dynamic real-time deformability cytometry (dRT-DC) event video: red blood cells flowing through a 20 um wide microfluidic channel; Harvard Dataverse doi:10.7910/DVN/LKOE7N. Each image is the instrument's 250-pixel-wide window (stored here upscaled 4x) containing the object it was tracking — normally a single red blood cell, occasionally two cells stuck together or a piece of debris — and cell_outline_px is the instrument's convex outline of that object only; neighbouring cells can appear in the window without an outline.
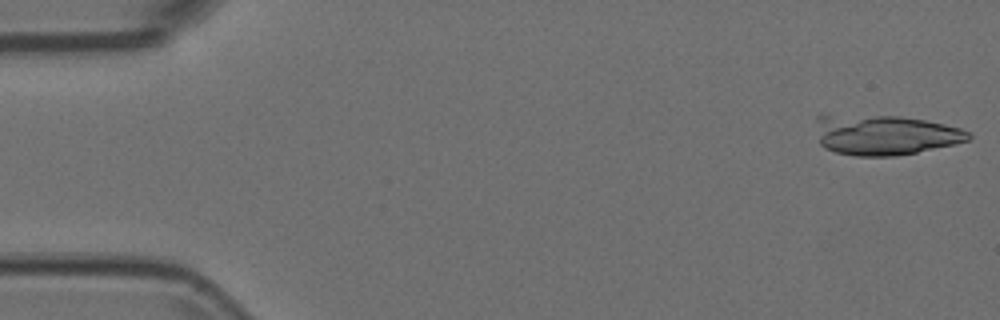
{"species": "Egyptian fruit bat (a non-hibernating species)", "species_latin": "Rousettus aegyptiacus", "temperature_condition": "room temperature", "stored_images_in_passage": 5, "camera_frame_rate_fps": 3000, "um_per_image_px": 0.085, "animal": {"sex": "female"}, "frame": {"image": 1, "passage_image": 1, "time_ms": 0.0, "image_size_px": [1000, 320], "cell_outline_px": [[972, 136], [968, 140], [952, 144], [916, 152], [896, 156], [856, 156], [836, 152], [824, 148], [820, 144], [816, 120], [816, 116], [820, 112], [900, 116], [924, 120], [944, 124], [960, 128], [972, 132]], "centroid_in_image_um": [75.11, 11.42], "position_along_channel_um": 9.9, "area_um2": 36.41}}